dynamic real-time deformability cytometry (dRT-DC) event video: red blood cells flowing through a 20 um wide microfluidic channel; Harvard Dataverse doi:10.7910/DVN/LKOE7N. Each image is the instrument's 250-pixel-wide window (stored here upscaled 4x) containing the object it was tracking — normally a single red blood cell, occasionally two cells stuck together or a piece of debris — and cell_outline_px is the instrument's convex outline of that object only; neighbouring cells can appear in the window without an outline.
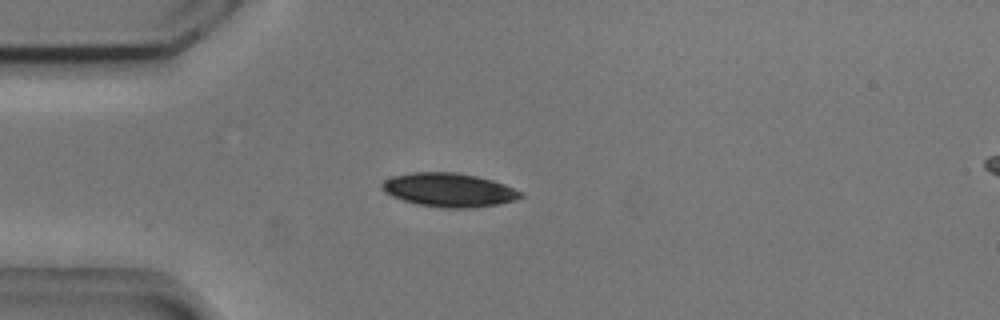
{"species": "common noctule bat (a hibernating species)", "species_latin": "Nyctalus noctula", "temperature_condition": "cold", "stored_images_in_passage": 1, "camera_frame_rate_fps": 3000, "um_per_image_px": 0.085, "animal": {"sex": "male", "body_mass_g": 20.5, "forearm_length_mm": 52.5}, "frame": {"image": 1, "passage_image": 1, "time_ms": 0.0, "image_size_px": [1000, 320], "cell_outline_px": [[524, 196], [516, 200], [496, 204], [468, 208], [444, 208], [420, 204], [404, 200], [392, 196], [384, 192], [380, 188], [380, 184], [384, 180], [392, 176], [412, 172], [456, 172], [476, 176], [492, 180], [504, 184], [524, 192]], "centroid_in_image_um": [38.16, 16.13], "position_along_channel_um": 46.8, "area_um2": 27.28}}